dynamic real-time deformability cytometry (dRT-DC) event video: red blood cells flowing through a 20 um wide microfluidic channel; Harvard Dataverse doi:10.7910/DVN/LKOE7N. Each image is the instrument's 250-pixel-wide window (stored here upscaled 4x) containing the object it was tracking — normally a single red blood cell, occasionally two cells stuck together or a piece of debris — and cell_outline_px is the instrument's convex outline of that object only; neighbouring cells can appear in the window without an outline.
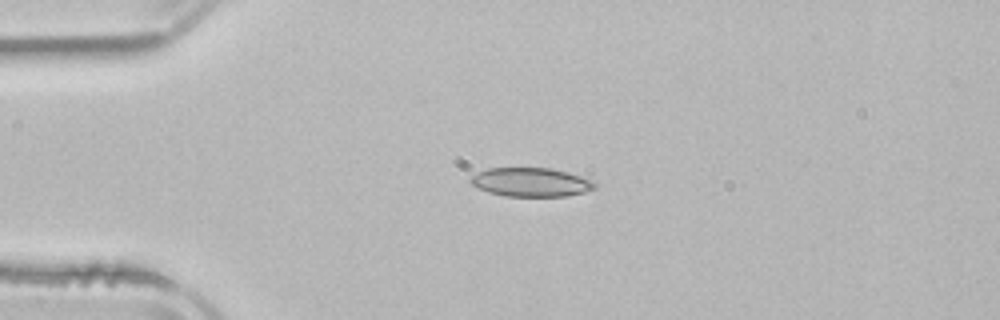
{"species": "common noctule bat (a hibernating species)", "species_latin": "Nyctalus noctula", "temperature_condition": "room temperature", "stored_images_in_passage": 6, "camera_frame_rate_fps": 3000, "um_per_image_px": 0.085, "animal": {"sex": "male", "body_mass_g": 21.5, "forearm_length_mm": 52.0}, "frame": {"image": 1, "passage_image": 2, "time_ms": 1.0, "image_size_px": [1000, 320], "cell_outline_px": [[596, 188], [584, 192], [564, 196], [508, 196], [488, 192], [472, 184], [468, 180], [472, 176], [488, 168], [552, 168], [568, 172], [592, 180], [596, 184]], "centroid_in_image_um": [45.15, 15.48], "position_along_channel_um": 39.8, "area_um2": 20.69}}
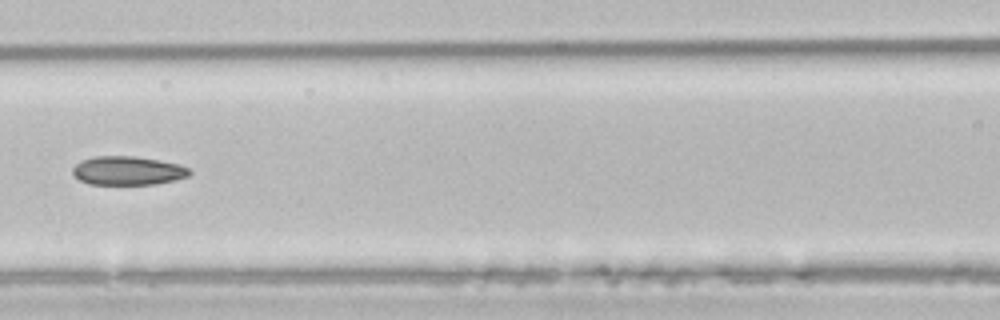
{"frame": {"image": 2, "passage_image": 5, "time_ms": 4.667, "image_size_px": [1000, 320], "cell_outline_px": [[192, 172], [188, 176], [176, 180], [156, 184], [88, 184], [80, 180], [72, 172], [72, 168], [80, 160], [96, 156], [136, 156], [160, 160], [180, 164], [188, 168]], "centroid_in_image_um": [10.88, 14.5], "position_along_channel_um": 155.7, "area_um2": 19.71}}
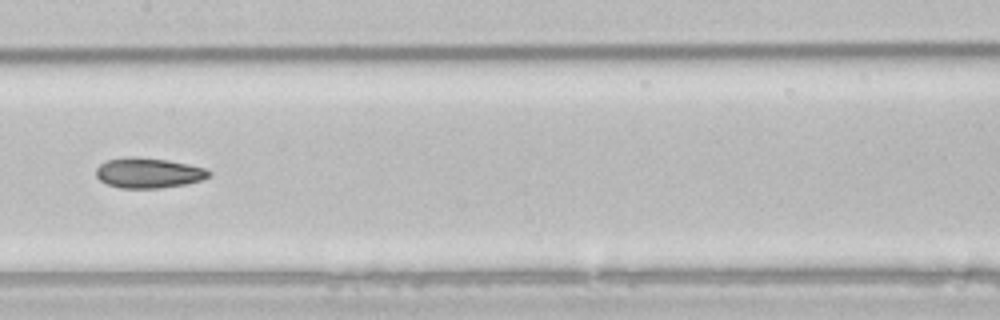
{"frame": {"image": 3, "passage_image": 6, "time_ms": 5.667, "image_size_px": [1000, 320], "cell_outline_px": [[212, 176], [204, 180], [188, 184], [160, 188], [120, 188], [108, 184], [100, 180], [96, 176], [96, 168], [100, 164], [108, 160], [168, 160], [188, 164], [204, 168], [212, 172]], "centroid_in_image_um": [12.72, 14.76], "position_along_channel_um": 194.7, "area_um2": 19.13}}